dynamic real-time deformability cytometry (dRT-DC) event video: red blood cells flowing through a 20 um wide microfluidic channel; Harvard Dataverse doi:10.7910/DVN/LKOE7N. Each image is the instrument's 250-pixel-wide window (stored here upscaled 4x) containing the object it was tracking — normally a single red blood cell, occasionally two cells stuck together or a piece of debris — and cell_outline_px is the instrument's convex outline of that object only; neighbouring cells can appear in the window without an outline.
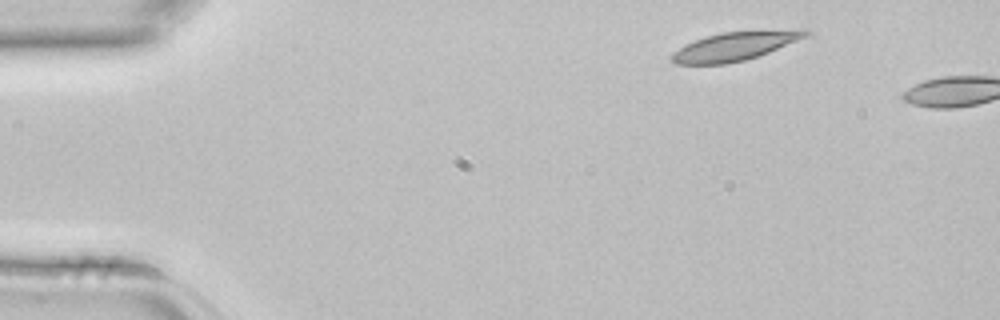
{"species": "common noctule bat (a hibernating species)", "species_latin": "Nyctalus noctula", "temperature_condition": "room temperature", "stored_images_in_passage": 2, "camera_frame_rate_fps": 3000, "um_per_image_px": 0.085, "animal": {"sex": "female", "body_mass_g": 22.7, "forearm_length_mm": 54.2}, "frame": {"image": 1, "passage_image": 1, "time_ms": 0.0, "image_size_px": [1000, 320], "cell_outline_px": [[808, 36], [768, 52], [744, 60], [728, 64], [676, 64], [668, 56], [672, 52], [684, 44], [708, 36], [724, 32], [800, 28], [808, 28]], "centroid_in_image_um": [62.48, 3.91], "position_along_channel_um": 22.5, "area_um2": 22.43}}